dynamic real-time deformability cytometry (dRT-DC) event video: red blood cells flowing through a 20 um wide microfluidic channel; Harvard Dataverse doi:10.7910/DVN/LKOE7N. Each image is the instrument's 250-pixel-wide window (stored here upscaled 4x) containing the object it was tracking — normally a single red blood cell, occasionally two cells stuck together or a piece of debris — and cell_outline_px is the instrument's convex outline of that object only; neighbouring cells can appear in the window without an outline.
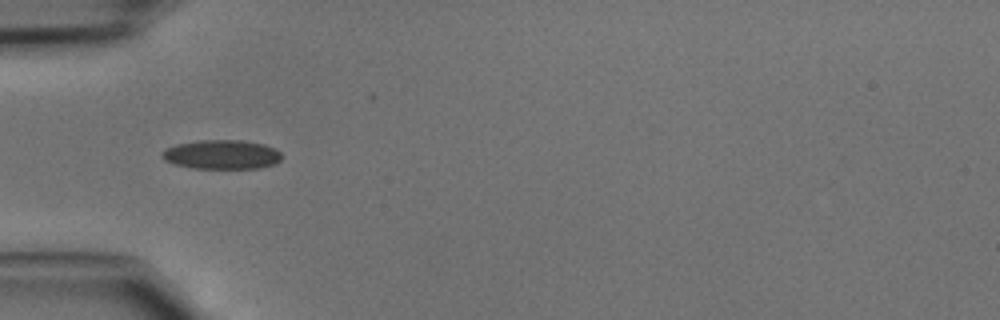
{"species": "common noctule bat (a hibernating species)", "species_latin": "Nyctalus noctula", "temperature_condition": "cold", "stored_images_in_passage": 32, "camera_frame_rate_fps": 3000, "um_per_image_px": 0.085, "animal": {"sex": "male", "body_mass_g": 15.6}, "frame": {"image": 1, "passage_image": 1, "time_ms": 0.0, "image_size_px": [1000, 320], "cell_outline_px": [[284, 156], [276, 164], [260, 168], [192, 168], [176, 164], [164, 160], [160, 156], [160, 152], [164, 148], [176, 144], [200, 140], [240, 140], [264, 144], [276, 148]], "centroid_in_image_um": [18.85, 13.13], "position_along_channel_um": 66.1, "area_um2": 20.63}}
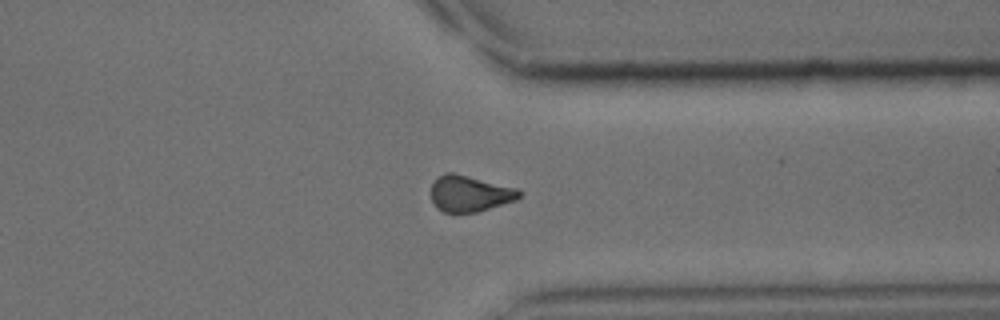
{"frame": {"image": 2, "passage_image": 22, "time_ms": 7.0, "image_size_px": [1000, 320], "cell_outline_px": [[524, 192], [516, 200], [476, 212], [444, 212], [432, 200], [432, 184], [444, 172], [452, 172], [516, 188]], "centroid_in_image_um": [39.96, 16.45], "position_along_channel_um": 371.4, "area_um2": 18.15}}
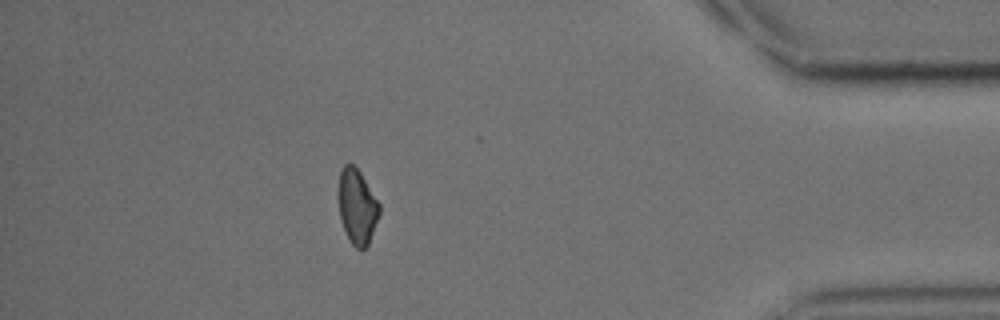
{"frame": {"image": 3, "passage_image": 27, "time_ms": 8.667, "image_size_px": [1000, 320], "cell_outline_px": [[380, 212], [368, 244], [360, 252], [348, 240], [340, 216], [336, 196], [340, 168], [344, 164], [352, 164], [360, 172], [380, 204]], "centroid_in_image_um": [30.31, 17.54], "position_along_channel_um": 404.9, "area_um2": 18.15}}